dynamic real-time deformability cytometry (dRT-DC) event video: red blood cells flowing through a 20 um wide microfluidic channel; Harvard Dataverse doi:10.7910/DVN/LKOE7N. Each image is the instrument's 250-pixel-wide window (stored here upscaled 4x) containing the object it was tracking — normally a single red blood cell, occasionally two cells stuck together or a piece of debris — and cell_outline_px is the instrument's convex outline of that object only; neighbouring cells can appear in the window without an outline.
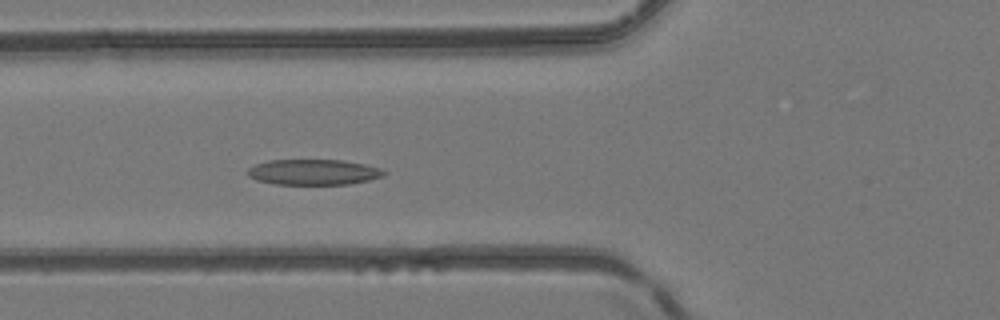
{"species": "common noctule bat (a hibernating species)", "species_latin": "Nyctalus noctula", "temperature_condition": "room temperature", "stored_images_in_passage": 45, "camera_frame_rate_fps": 3000, "um_per_image_px": 0.085, "animal": {"sex": "female", "body_mass_g": 24.6, "forearm_length_mm": 56.2}, "frame": {"image": 1, "passage_image": 14, "time_ms": 4.333, "image_size_px": [1000, 320], "cell_outline_px": [[388, 172], [384, 176], [368, 180], [348, 184], [276, 184], [256, 180], [248, 176], [244, 172], [248, 168], [256, 164], [268, 160], [344, 160], [364, 164], [380, 168]], "centroid_in_image_um": [26.63, 14.62], "position_along_channel_um": 99.2, "area_um2": 20.4}}
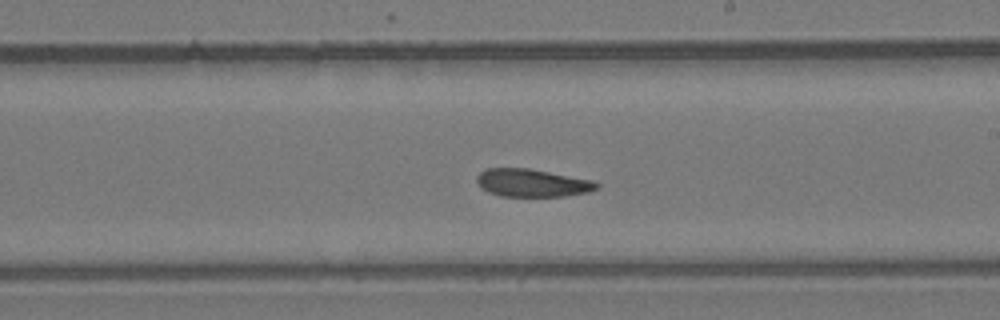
{"frame": {"image": 2, "passage_image": 24, "time_ms": 7.667, "image_size_px": [1000, 320], "cell_outline_px": [[600, 188], [588, 192], [564, 196], [500, 196], [488, 192], [480, 188], [476, 180], [476, 176], [484, 168], [528, 168], [592, 180], [600, 184]], "centroid_in_image_um": [45.21, 15.55], "position_along_channel_um": 243.8, "area_um2": 19.54}}
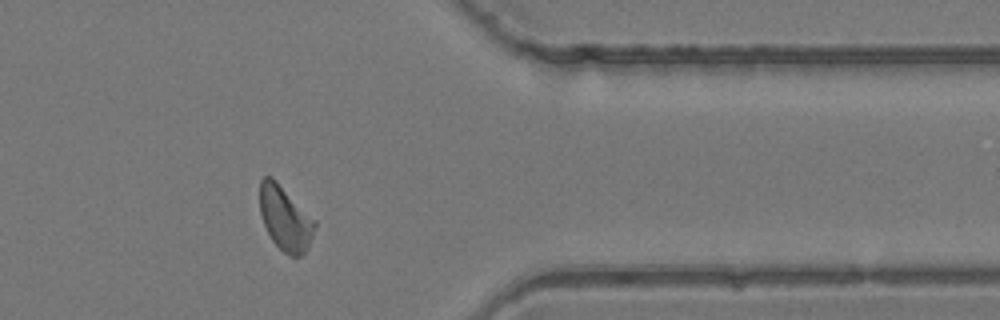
{"frame": {"image": 3, "passage_image": 35, "time_ms": 11.333, "image_size_px": [1000, 320], "cell_outline_px": [[316, 228], [304, 252], [300, 256], [288, 256], [272, 240], [264, 224], [260, 212], [260, 180], [264, 176], [272, 176], [316, 220]], "centroid_in_image_um": [24.24, 18.53], "position_along_channel_um": 387.2, "area_um2": 20.46}}